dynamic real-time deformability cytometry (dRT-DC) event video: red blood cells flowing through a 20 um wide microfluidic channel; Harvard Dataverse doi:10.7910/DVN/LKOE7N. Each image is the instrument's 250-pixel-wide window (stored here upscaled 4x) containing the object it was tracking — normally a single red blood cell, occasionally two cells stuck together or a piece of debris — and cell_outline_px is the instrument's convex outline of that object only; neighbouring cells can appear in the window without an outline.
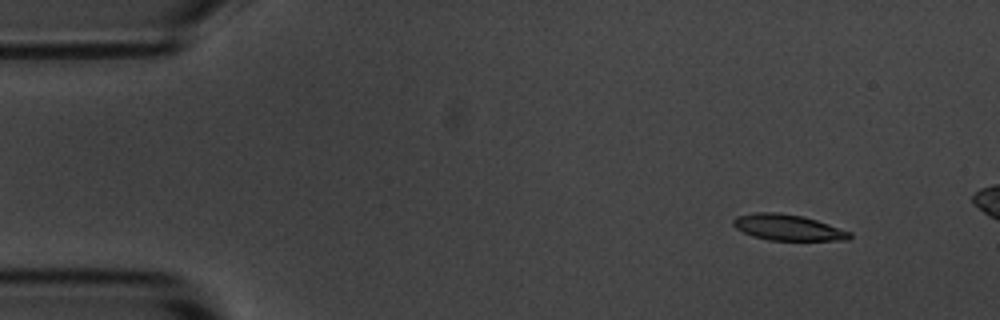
{"species": "common noctule bat (a hibernating species)", "species_latin": "Nyctalus noctula", "temperature_condition": "room temperature", "stored_images_in_passage": 15, "camera_frame_rate_fps": 3000, "um_per_image_px": 0.085, "animal": {"sex": "male", "body_mass_g": 20.1, "forearm_length_mm": 53.5}, "frame": {"image": 1, "passage_image": 5, "time_ms": 1.333, "image_size_px": [1000, 320], "cell_outline_px": [[852, 236], [848, 240], [768, 240], [752, 236], [736, 228], [732, 224], [732, 220], [736, 216], [756, 212], [780, 212], [800, 216], [816, 220], [852, 232]], "centroid_in_image_um": [66.95, 19.33], "position_along_channel_um": 18.0, "area_um2": 17.57}}